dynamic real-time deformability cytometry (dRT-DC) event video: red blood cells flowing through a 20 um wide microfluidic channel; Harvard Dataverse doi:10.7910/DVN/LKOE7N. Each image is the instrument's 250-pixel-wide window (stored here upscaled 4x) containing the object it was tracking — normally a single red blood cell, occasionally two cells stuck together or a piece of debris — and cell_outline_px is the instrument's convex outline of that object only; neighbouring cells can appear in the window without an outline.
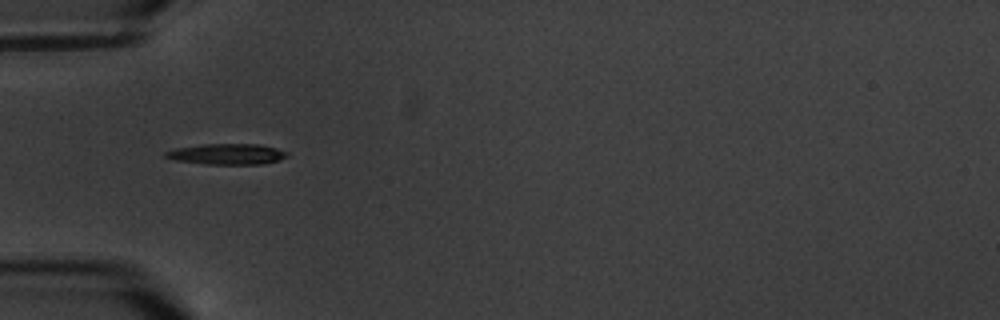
{"species": "common noctule bat (a hibernating species)", "species_latin": "Nyctalus noctula", "temperature_condition": "warm", "stored_images_in_passage": 3, "camera_frame_rate_fps": 3000, "um_per_image_px": 0.085, "animal": {"sex": "male", "body_mass_g": 20.1, "forearm_length_mm": 53.5}, "frame": {"image": 1, "passage_image": 2, "time_ms": 1.333, "image_size_px": [1000, 320], "cell_outline_px": [[288, 156], [276, 160], [260, 164], [204, 164], [176, 160], [164, 156], [164, 152], [176, 148], [200, 144], [260, 144], [276, 148], [288, 152]], "centroid_in_image_um": [19.27, 13.09], "position_along_channel_um": 65.7, "area_um2": 14.62}}